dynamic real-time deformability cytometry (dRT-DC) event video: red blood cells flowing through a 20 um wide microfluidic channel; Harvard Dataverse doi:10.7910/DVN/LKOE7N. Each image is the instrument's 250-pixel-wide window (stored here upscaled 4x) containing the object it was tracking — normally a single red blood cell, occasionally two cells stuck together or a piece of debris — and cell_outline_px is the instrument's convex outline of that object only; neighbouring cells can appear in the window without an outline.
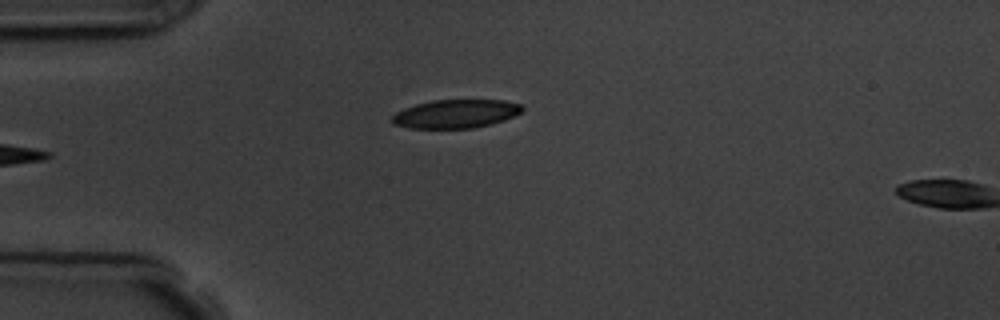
{"species": "common noctule bat (a hibernating species)", "species_latin": "Nyctalus noctula", "temperature_condition": "room temperature", "stored_images_in_passage": 4, "camera_frame_rate_fps": 3000, "um_per_image_px": 0.085, "animal": {"sex": "male", "body_mass_g": 19.5, "forearm_length_mm": 54.6}, "frame": {"image": 1, "passage_image": 4, "time_ms": 3.333, "image_size_px": [1000, 320], "cell_outline_px": [[524, 108], [520, 112], [504, 120], [472, 128], [408, 128], [392, 124], [392, 116], [396, 112], [404, 108], [416, 104], [432, 100], [504, 100], [524, 104]], "centroid_in_image_um": [38.73, 9.66], "position_along_channel_um": 46.3, "area_um2": 21.62}}